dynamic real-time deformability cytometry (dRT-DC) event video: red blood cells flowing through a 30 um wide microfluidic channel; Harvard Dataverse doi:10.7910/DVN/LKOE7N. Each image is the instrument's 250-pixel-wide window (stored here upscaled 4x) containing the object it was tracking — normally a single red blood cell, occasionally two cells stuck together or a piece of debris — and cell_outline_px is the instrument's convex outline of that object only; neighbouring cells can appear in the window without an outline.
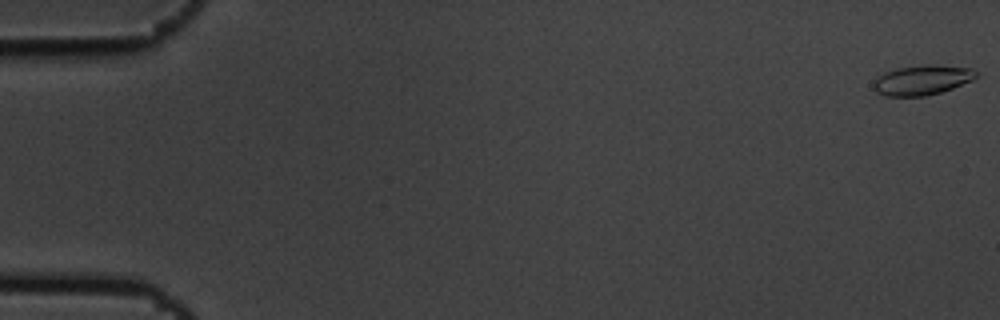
{"species": "common noctule bat (a hibernating species)", "species_latin": "Nyctalus noctula", "temperature_condition": "cold", "stored_images_in_passage": 5, "camera_frame_rate_fps": 3000, "um_per_image_px": 0.085, "animal": {"sex": "male", "body_mass_g": 19.5, "forearm_length_mm": 54.6}, "frame": {"image": 1, "passage_image": 1, "time_ms": 0.0, "image_size_px": [1000, 320], "cell_outline_px": [[976, 76], [972, 80], [952, 88], [940, 92], [924, 96], [884, 96], [876, 92], [872, 88], [872, 84], [884, 72], [896, 68], [928, 64], [936, 64], [972, 68], [976, 72]], "centroid_in_image_um": [78.36, 6.8], "position_along_channel_um": 6.6, "area_um2": 17.86}}
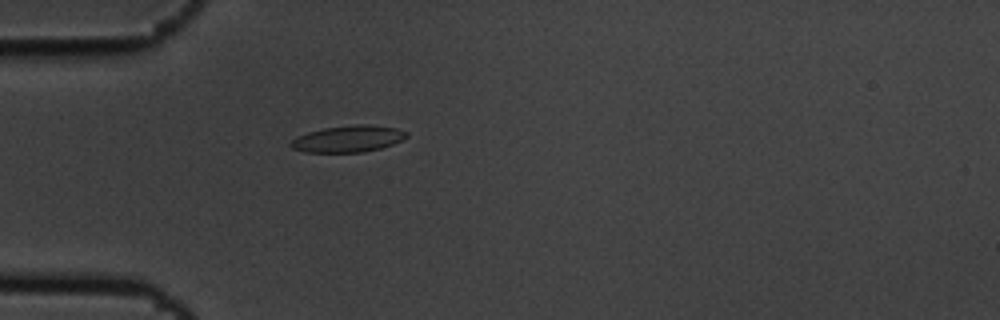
{"frame": {"image": 2, "passage_image": 5, "time_ms": 1.333, "image_size_px": [1000, 320], "cell_outline_px": [[408, 136], [392, 144], [380, 148], [364, 152], [304, 152], [292, 148], [288, 144], [296, 136], [308, 132], [324, 128], [352, 124], [364, 124], [396, 128], [408, 132]], "centroid_in_image_um": [29.56, 11.8], "position_along_channel_um": 55.4, "area_um2": 17.92}}